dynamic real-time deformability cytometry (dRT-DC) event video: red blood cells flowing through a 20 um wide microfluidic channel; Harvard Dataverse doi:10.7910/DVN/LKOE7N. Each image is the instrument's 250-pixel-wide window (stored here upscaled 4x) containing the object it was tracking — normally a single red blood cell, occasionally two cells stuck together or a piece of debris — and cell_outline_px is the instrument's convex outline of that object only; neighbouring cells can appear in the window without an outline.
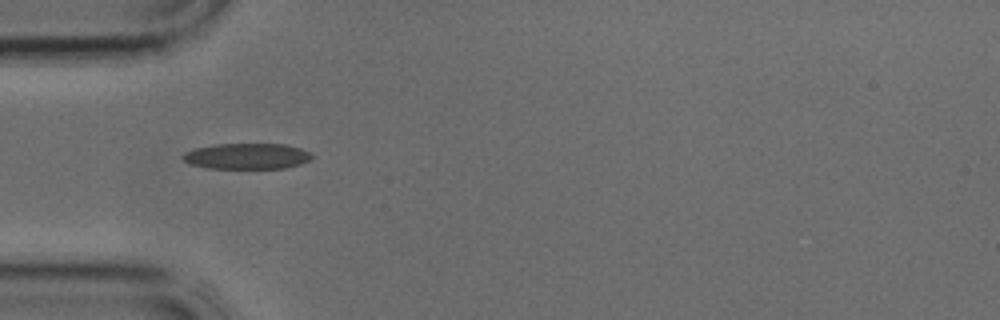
{"species": "common noctule bat (a hibernating species)", "species_latin": "Nyctalus noctula", "temperature_condition": "cold", "stored_images_in_passage": 29, "camera_frame_rate_fps": 3000, "um_per_image_px": 0.085, "animal": {"sex": "male", "body_mass_g": 17.9, "forearm_length_mm": 54.2}, "frame": {"image": 1, "passage_image": 1, "time_ms": 0.0, "image_size_px": [1000, 320], "cell_outline_px": [[312, 156], [308, 160], [300, 164], [284, 168], [208, 168], [188, 164], [180, 156], [184, 152], [196, 148], [216, 144], [284, 144], [300, 148], [312, 152]], "centroid_in_image_um": [20.96, 13.27], "position_along_channel_um": 64.0, "area_um2": 19.42}}
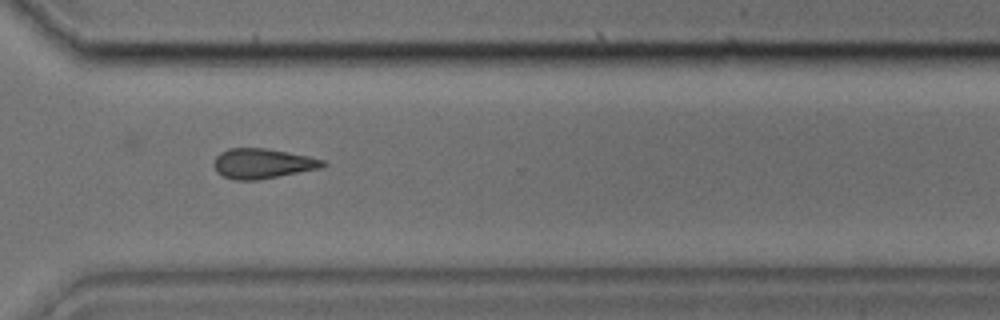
{"frame": {"image": 2, "passage_image": 18, "time_ms": 5.667, "image_size_px": [1000, 320], "cell_outline_px": [[328, 164], [320, 168], [256, 180], [232, 180], [216, 172], [212, 164], [216, 156], [220, 152], [228, 148], [264, 148], [308, 156], [324, 160]], "centroid_in_image_um": [22.26, 13.9], "position_along_channel_um": 348.3, "area_um2": 18.96}}
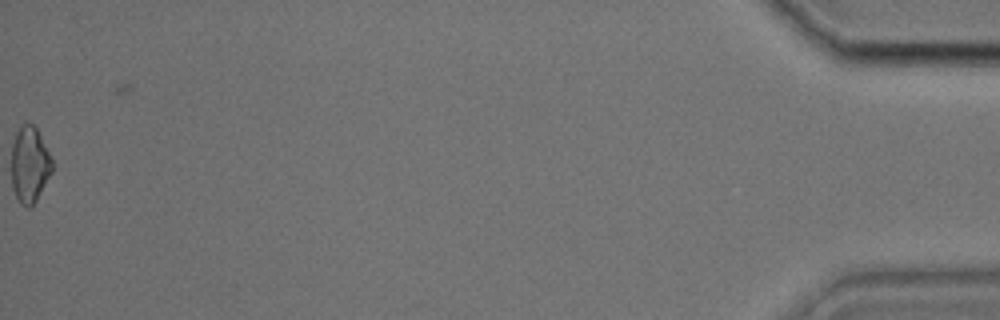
{"frame": {"image": 3, "passage_image": 29, "time_ms": 9.333, "image_size_px": [1000, 320], "cell_outline_px": [[52, 172], [36, 200], [28, 208], [20, 204], [12, 188], [12, 144], [16, 132], [20, 124], [32, 124], [36, 128], [52, 160]], "centroid_in_image_um": [2.5, 14.0], "position_along_channel_um": 432.7, "area_um2": 17.8}}